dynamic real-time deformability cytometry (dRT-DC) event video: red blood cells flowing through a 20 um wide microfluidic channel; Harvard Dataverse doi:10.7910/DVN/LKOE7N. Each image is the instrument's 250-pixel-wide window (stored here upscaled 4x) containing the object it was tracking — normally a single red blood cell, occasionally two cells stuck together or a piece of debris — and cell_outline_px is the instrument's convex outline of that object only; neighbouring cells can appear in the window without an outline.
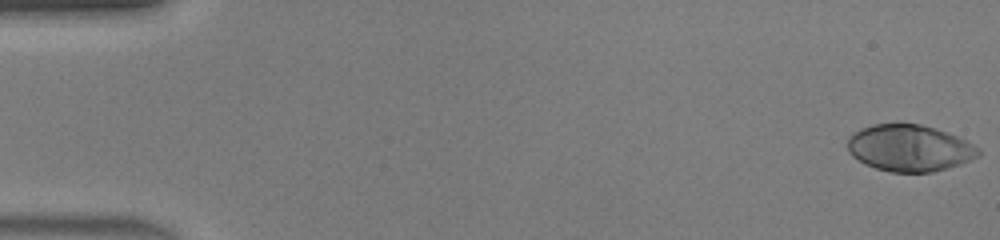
{"species": "human", "species_latin": "Homo sapiens", "temperature_condition": "warm", "stored_images_in_passage": 49, "camera_frame_rate_fps": 3000, "um_per_image_px": 0.085, "donor": {"sex": "male"}, "frame": {"image": 1, "passage_image": 1, "time_ms": 0.0, "image_size_px": [1000, 240], "cell_outline_px": [[980, 156], [960, 164], [932, 172], [892, 172], [876, 168], [864, 164], [852, 156], [848, 152], [848, 136], [860, 128], [872, 124], [920, 124], [936, 128], [956, 136], [980, 148]], "centroid_in_image_um": [77.28, 12.58], "position_along_channel_um": 7.7, "area_um2": 35.55}}
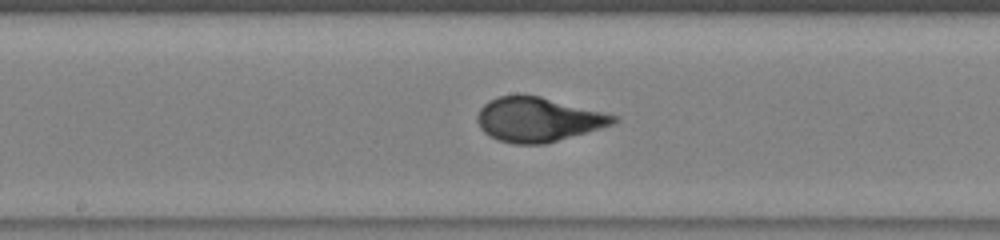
{"frame": {"image": 2, "passage_image": 26, "time_ms": 8.333, "image_size_px": [1000, 240], "cell_outline_px": [[620, 120], [612, 124], [600, 128], [544, 144], [516, 144], [500, 140], [484, 132], [480, 128], [476, 120], [476, 116], [480, 108], [488, 100], [496, 96], [540, 96], [620, 116]], "centroid_in_image_um": [45.73, 10.15], "position_along_channel_um": 202.5, "area_um2": 34.91}}
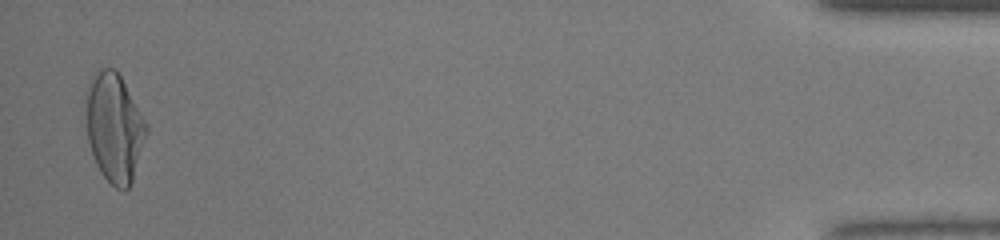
{"frame": {"image": 3, "passage_image": 48, "time_ms": 15.667, "image_size_px": [1000, 240], "cell_outline_px": [[148, 132], [132, 180], [128, 188], [116, 188], [100, 172], [96, 164], [88, 140], [88, 92], [92, 76], [100, 68], [116, 68], [148, 124]], "centroid_in_image_um": [9.76, 10.84], "position_along_channel_um": 425.4, "area_um2": 37.45}, "authors_computed_cell_mechanics": {"area_um2": 34.8534, "velocity_mm_per_s": 4.2501, "shape_relaxation_time_tau1_ms": 4.4204, "shape_relaxation_time_tau2_ms": null, "deformation_change_tau1": 0.2648, "deformation_change_tau2": null}}